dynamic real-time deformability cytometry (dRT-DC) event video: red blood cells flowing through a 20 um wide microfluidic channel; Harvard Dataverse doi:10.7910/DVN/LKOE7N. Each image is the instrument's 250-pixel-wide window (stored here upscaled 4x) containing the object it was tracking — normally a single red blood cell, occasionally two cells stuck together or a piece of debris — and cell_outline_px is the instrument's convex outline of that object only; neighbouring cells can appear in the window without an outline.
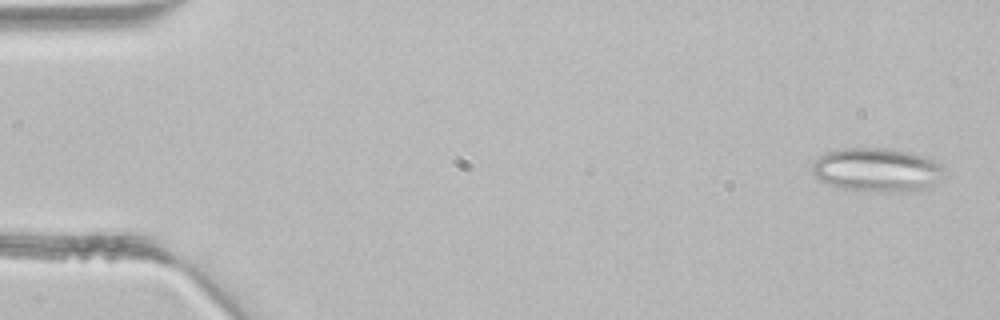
{"species": "common noctule bat (a hibernating species)", "species_latin": "Nyctalus noctula", "temperature_condition": "room temperature", "stored_images_in_passage": 2, "camera_frame_rate_fps": 3000, "um_per_image_px": 0.085, "animal": {"sex": "male", "body_mass_g": 21.5, "forearm_length_mm": 52.0}, "frame": {"image": 1, "passage_image": 1, "time_ms": 0.0, "image_size_px": [1000, 320], "cell_outline_px": [[944, 168], [932, 188], [840, 188], [820, 180], [812, 172], [812, 164], [824, 152], [840, 148], [892, 148], [932, 156]], "centroid_in_image_um": [74.53, 14.33], "position_along_channel_um": 10.5, "area_um2": 32.54}}